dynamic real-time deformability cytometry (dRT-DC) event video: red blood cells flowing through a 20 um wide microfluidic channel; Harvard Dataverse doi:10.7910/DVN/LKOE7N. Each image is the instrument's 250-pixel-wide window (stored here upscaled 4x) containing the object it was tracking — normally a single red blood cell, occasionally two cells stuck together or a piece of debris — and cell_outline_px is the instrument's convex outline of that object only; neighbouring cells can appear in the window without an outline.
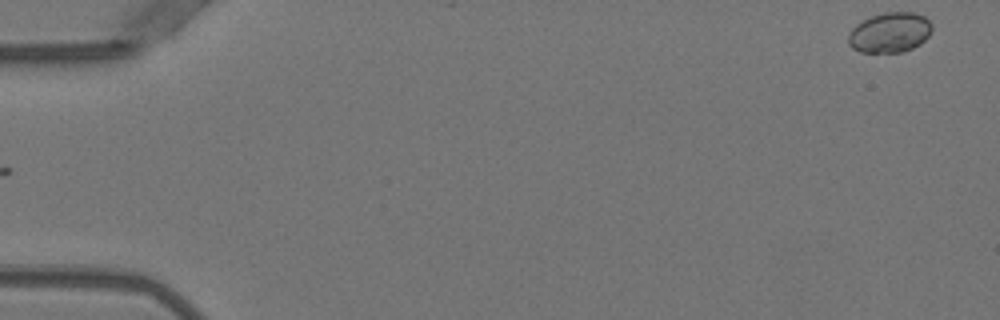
{"species": "Egyptian fruit bat (a non-hibernating species)", "species_latin": "Rousettus aegyptiacus", "temperature_condition": "warm", "stored_images_in_passage": 4, "camera_frame_rate_fps": 3000, "um_per_image_px": 0.085, "animal": {"sex": "female"}, "frame": {"image": 1, "passage_image": 1, "time_ms": 0.0, "image_size_px": [1000, 320], "cell_outline_px": [[932, 32], [920, 44], [912, 48], [900, 52], [860, 52], [852, 48], [848, 44], [848, 36], [852, 28], [856, 24], [872, 16], [884, 12], [912, 12], [924, 16], [932, 24]], "centroid_in_image_um": [75.63, 2.76], "position_along_channel_um": 9.4, "area_um2": 19.54}}